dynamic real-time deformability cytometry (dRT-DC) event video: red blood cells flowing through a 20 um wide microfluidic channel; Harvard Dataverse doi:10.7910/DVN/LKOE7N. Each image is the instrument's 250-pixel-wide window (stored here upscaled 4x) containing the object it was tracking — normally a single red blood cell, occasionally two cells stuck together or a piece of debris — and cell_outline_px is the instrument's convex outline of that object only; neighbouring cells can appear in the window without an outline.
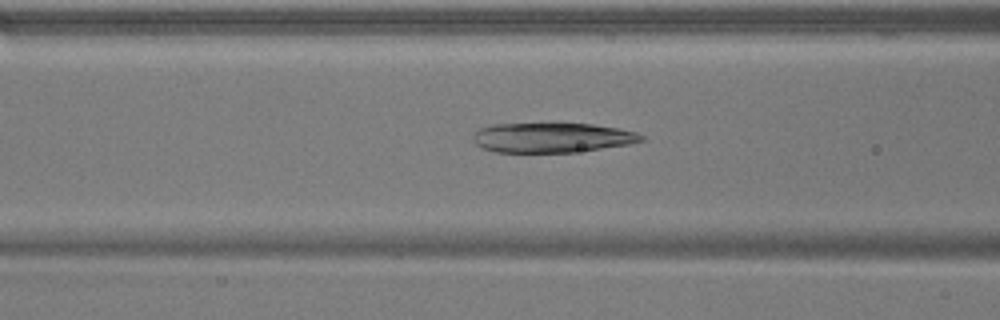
{"species": "common noctule bat (a hibernating species)", "species_latin": "Nyctalus noctula", "temperature_condition": "warm", "stored_images_in_passage": 46, "camera_frame_rate_fps": 3000, "um_per_image_px": 0.085, "animal": {"sex": "male", "body_mass_g": 17.9}, "frame": {"image": 1, "passage_image": 21, "time_ms": 6.667, "image_size_px": [1000, 320], "cell_outline_px": [[644, 140], [628, 144], [572, 152], [496, 152], [484, 148], [476, 144], [472, 140], [472, 136], [480, 128], [492, 124], [592, 124], [616, 128], [636, 132], [644, 136]], "centroid_in_image_um": [46.89, 11.7], "position_along_channel_um": 119.7, "area_um2": 28.78}}
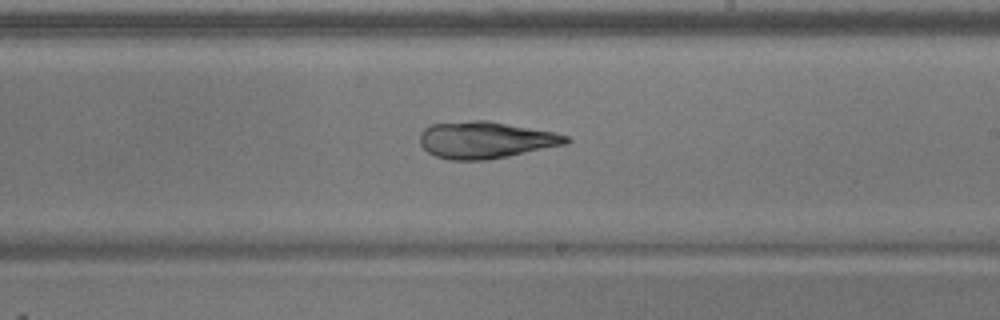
{"frame": {"image": 2, "passage_image": 31, "time_ms": 10.0, "image_size_px": [1000, 320], "cell_outline_px": [[572, 140], [568, 144], [488, 160], [448, 160], [436, 156], [428, 152], [420, 144], [420, 132], [424, 128], [432, 124], [472, 120], [488, 120], [552, 132], [568, 136]], "centroid_in_image_um": [41.27, 11.9], "position_along_channel_um": 247.7, "area_um2": 31.44}}
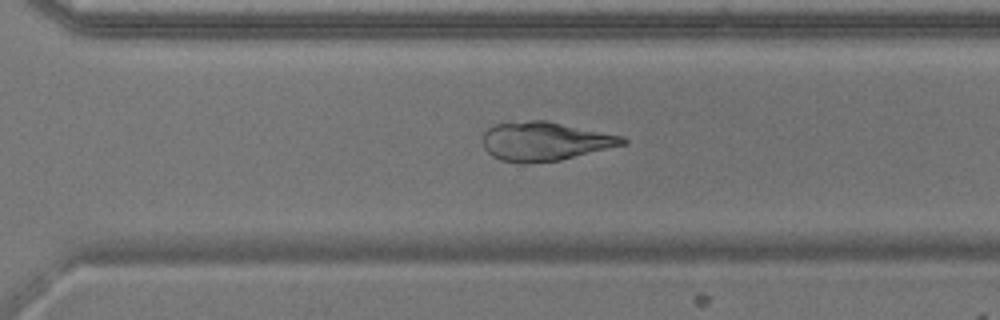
{"frame": {"image": 3, "passage_image": 37, "time_ms": 12.0, "image_size_px": [1000, 320], "cell_outline_px": [[628, 144], [560, 160], [524, 164], [520, 164], [500, 160], [492, 156], [484, 148], [480, 140], [484, 132], [492, 124], [532, 120], [544, 120], [624, 136], [628, 140]], "centroid_in_image_um": [46.29, 12.02], "position_along_channel_um": 324.3, "area_um2": 32.08}}